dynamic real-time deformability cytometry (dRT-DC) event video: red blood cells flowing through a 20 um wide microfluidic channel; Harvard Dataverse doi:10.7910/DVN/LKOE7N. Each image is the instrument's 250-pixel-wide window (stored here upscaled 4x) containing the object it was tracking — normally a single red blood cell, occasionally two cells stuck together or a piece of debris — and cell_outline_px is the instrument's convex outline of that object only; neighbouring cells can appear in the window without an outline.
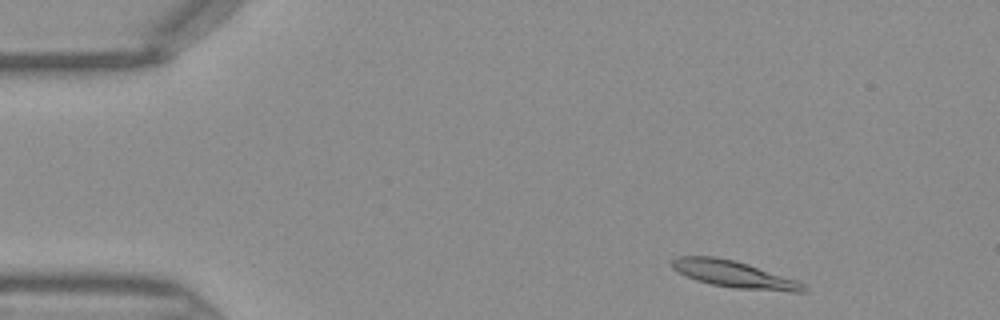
{"species": "Egyptian fruit bat (a non-hibernating species)", "species_latin": "Rousettus aegyptiacus", "temperature_condition": "warm", "stored_images_in_passage": 41, "camera_frame_rate_fps": 3000, "um_per_image_px": 0.085, "frame": {"image": 1, "passage_image": 2, "time_ms": 0.333, "image_size_px": [1000, 320], "cell_outline_px": [[808, 288], [804, 292], [792, 292], [736, 288], [712, 284], [696, 280], [672, 268], [672, 260], [676, 256], [716, 256], [748, 264], [796, 280], [804, 284]], "centroid_in_image_um": [62.41, 23.31], "position_along_channel_um": 22.6, "area_um2": 20.29}}
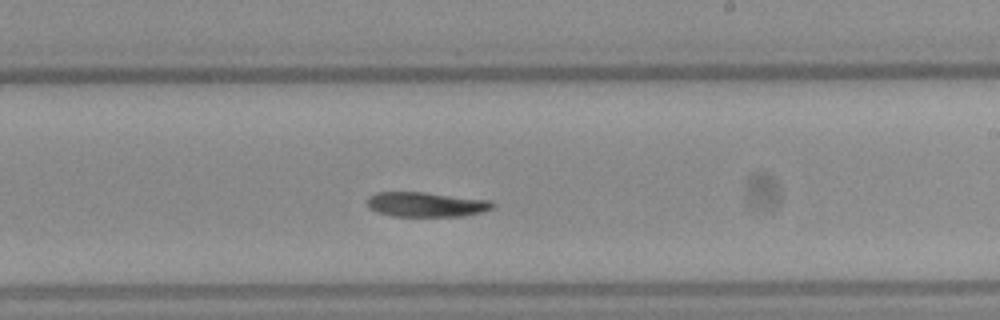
{"frame": {"image": 2, "passage_image": 23, "time_ms": 7.333, "image_size_px": [1000, 320], "cell_outline_px": [[496, 204], [492, 208], [480, 212], [464, 216], [392, 216], [368, 208], [368, 196], [376, 192], [424, 192], [492, 200]], "centroid_in_image_um": [36.24, 17.37], "position_along_channel_um": 252.8, "area_um2": 18.09}}
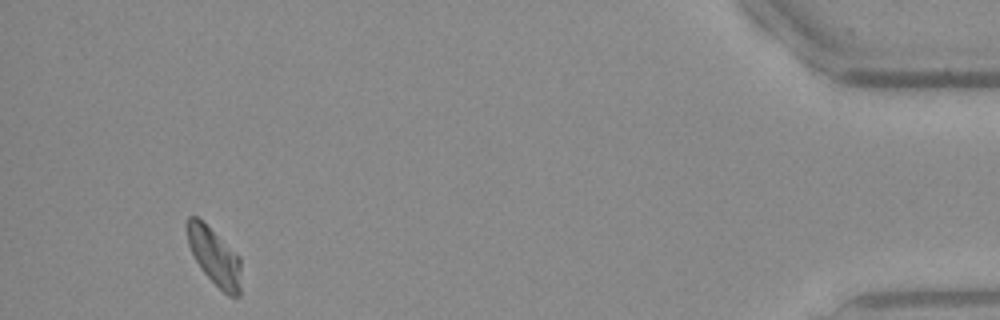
{"frame": {"image": 3, "passage_image": 39, "time_ms": 12.667, "image_size_px": [1000, 320], "cell_outline_px": [[240, 296], [228, 296], [200, 268], [188, 244], [184, 224], [188, 216], [196, 216], [240, 256]], "centroid_in_image_um": [18.2, 21.78], "position_along_channel_um": 417.0, "area_um2": 17.8}}